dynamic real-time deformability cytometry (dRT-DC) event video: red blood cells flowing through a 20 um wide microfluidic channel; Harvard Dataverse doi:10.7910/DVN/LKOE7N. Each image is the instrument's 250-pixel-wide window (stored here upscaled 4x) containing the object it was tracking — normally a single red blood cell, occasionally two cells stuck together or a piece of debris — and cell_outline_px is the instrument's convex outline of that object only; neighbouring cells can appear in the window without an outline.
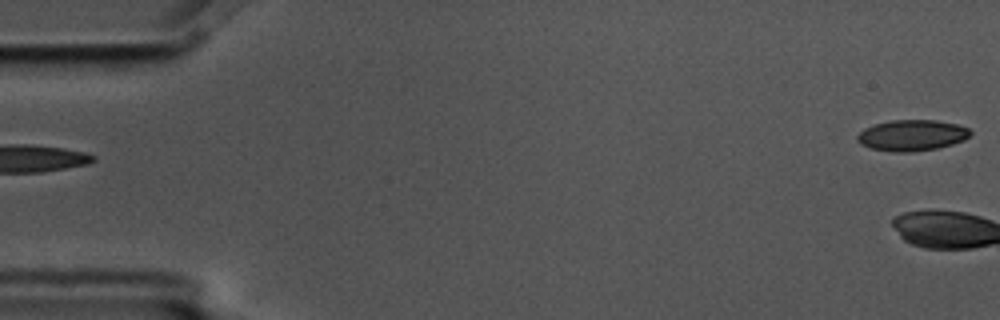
{"species": "common noctule bat (a hibernating species)", "species_latin": "Nyctalus noctula", "temperature_condition": "cold", "stored_images_in_passage": 6, "segment_of_instrument_passage": [2, 2], "camera_frame_rate_fps": 3000, "um_per_image_px": 0.085, "animal": {"sex": "male", "body_mass_g": 17.5, "forearm_length_mm": 52.3}, "frame": {"image": 1, "passage_image": 6, "time_ms": 1.667, "image_size_px": [1000, 320], "cell_outline_px": [[972, 132], [964, 140], [952, 144], [936, 148], [912, 152], [892, 152], [872, 148], [860, 144], [856, 140], [856, 136], [864, 128], [876, 124], [892, 120], [936, 120], [960, 124], [968, 128]], "centroid_in_image_um": [77.52, 11.5], "position_along_channel_um": 7.5, "area_um2": 20.46}}